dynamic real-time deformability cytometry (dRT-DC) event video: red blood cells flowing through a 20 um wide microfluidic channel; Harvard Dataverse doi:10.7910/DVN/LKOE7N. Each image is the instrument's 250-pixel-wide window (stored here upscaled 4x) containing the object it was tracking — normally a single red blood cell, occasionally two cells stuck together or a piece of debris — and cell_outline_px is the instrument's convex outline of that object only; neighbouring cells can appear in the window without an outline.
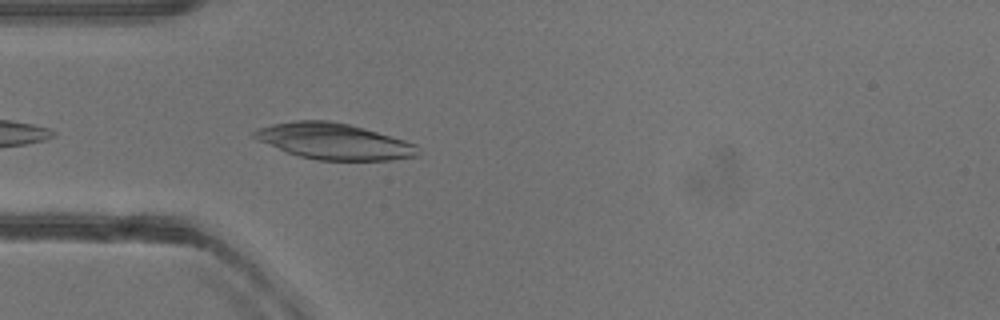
{"species": "common noctule bat (a hibernating species)", "species_latin": "Nyctalus noctula", "temperature_condition": "warm", "stored_images_in_passage": 29, "camera_frame_rate_fps": 3000, "um_per_image_px": 0.085, "animal": {"sex": "female"}, "frame": {"image": 1, "passage_image": 4, "time_ms": 1.0, "image_size_px": [1000, 320], "cell_outline_px": [[420, 156], [392, 160], [316, 160], [300, 156], [288, 152], [260, 140], [252, 136], [252, 132], [256, 128], [272, 124], [296, 120], [328, 120], [348, 124], [364, 128], [404, 140], [416, 144], [420, 148]], "centroid_in_image_um": [28.44, 12.01], "position_along_channel_um": 56.6, "area_um2": 34.28}}
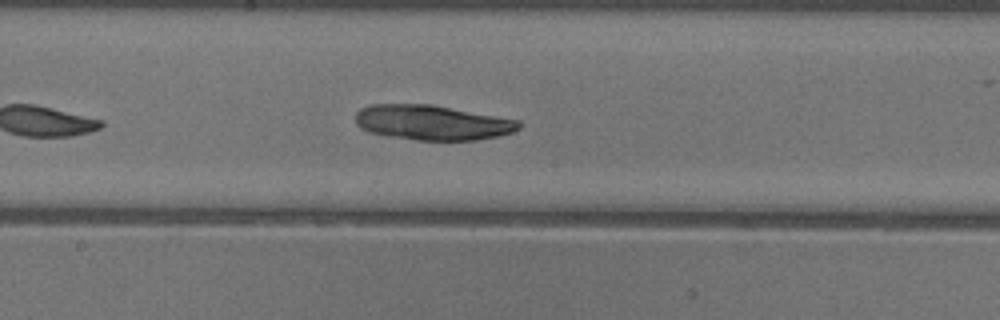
{"frame": {"image": 2, "passage_image": 16, "time_ms": 5.0, "image_size_px": [1000, 320], "cell_outline_px": [[520, 128], [512, 132], [496, 136], [476, 140], [416, 140], [384, 136], [368, 132], [360, 128], [356, 124], [356, 112], [360, 108], [368, 104], [432, 104], [520, 120]], "centroid_in_image_um": [36.69, 10.41], "position_along_channel_um": 211.5, "area_um2": 33.58}}
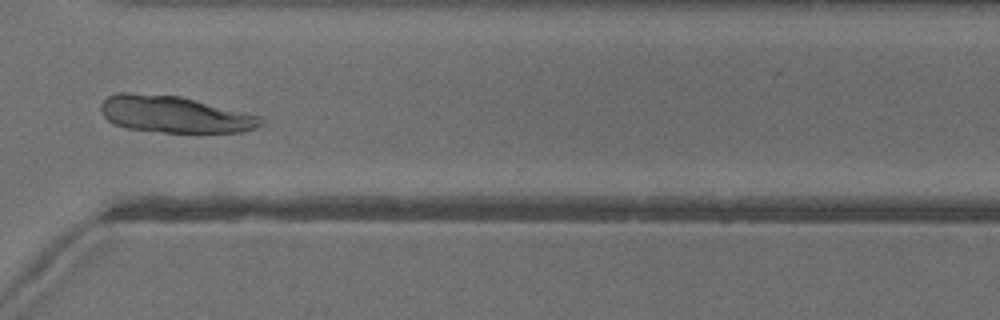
{"frame": {"image": 3, "passage_image": 27, "time_ms": 8.667, "image_size_px": [1000, 320], "cell_outline_px": [[264, 124], [256, 128], [240, 132], [200, 136], [196, 136], [128, 128], [112, 124], [104, 116], [100, 108], [100, 104], [108, 96], [116, 92], [128, 92], [180, 96], [260, 116], [264, 120]], "centroid_in_image_um": [14.88, 9.77], "position_along_channel_um": 355.7, "area_um2": 35.37}}